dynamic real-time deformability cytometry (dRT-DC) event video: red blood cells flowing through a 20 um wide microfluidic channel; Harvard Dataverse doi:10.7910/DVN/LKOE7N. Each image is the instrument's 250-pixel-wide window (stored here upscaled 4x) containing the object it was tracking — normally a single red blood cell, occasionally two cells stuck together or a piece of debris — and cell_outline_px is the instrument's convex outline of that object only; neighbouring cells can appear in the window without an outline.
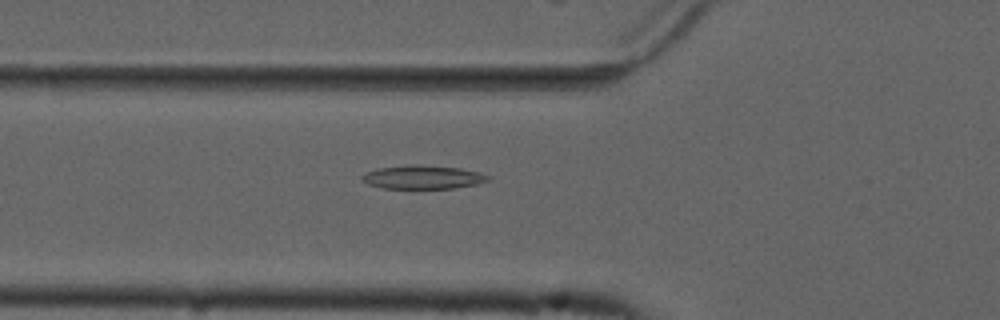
{"species": "common noctule bat (a hibernating species)", "species_latin": "Nyctalus noctula", "temperature_condition": "cold", "stored_images_in_passage": 55, "camera_frame_rate_fps": 3000, "um_per_image_px": 0.085, "animal": {"sex": "male", "forearm_length_mm": 52.5}, "frame": {"image": 1, "passage_image": 20, "time_ms": 6.333, "image_size_px": [1000, 320], "cell_outline_px": [[492, 176], [488, 180], [476, 184], [456, 188], [380, 188], [368, 184], [360, 180], [360, 176], [364, 172], [376, 168], [408, 164], [412, 164], [460, 168], [480, 172]], "centroid_in_image_um": [35.88, 15.05], "position_along_channel_um": 89.9, "area_um2": 17.57}}
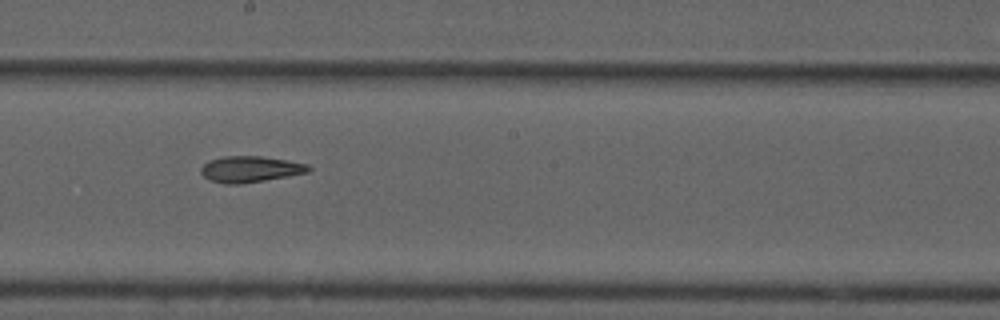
{"frame": {"image": 2, "passage_image": 31, "time_ms": 10.0, "image_size_px": [1000, 320], "cell_outline_px": [[312, 168], [308, 172], [288, 176], [240, 184], [224, 184], [208, 180], [200, 172], [200, 168], [208, 160], [224, 156], [260, 156], [308, 164]], "centroid_in_image_um": [21.23, 14.38], "position_along_channel_um": 227.0, "area_um2": 16.36}}
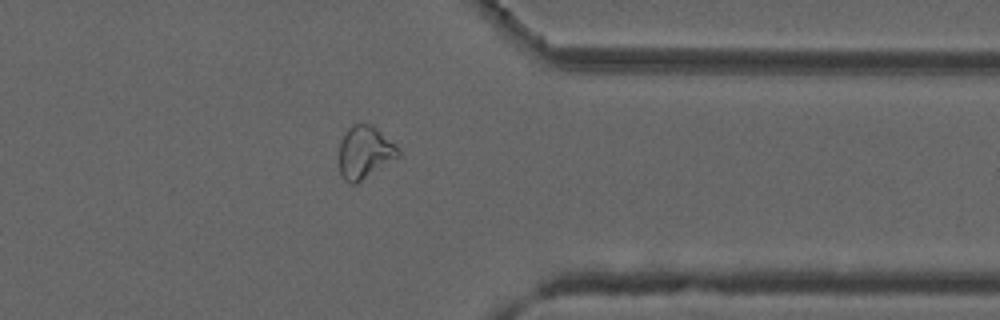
{"frame": {"image": 3, "passage_image": 44, "time_ms": 14.333, "image_size_px": [1000, 320], "cell_outline_px": [[400, 156], [356, 184], [348, 184], [344, 180], [340, 172], [340, 140], [344, 132], [352, 124], [372, 124], [396, 144], [400, 148]], "centroid_in_image_um": [31.01, 12.94], "position_along_channel_um": 380.4, "area_um2": 18.32}, "authors_computed_cell_mechanics": {"area_um2": 18.3226, "velocity_mm_per_s": 3.7307, "shape_relaxation_time_tau1_ms": null, "shape_relaxation_time_tau2_ms": 5.7427, "deformation_change_tau1": null, "deformation_change_tau2": 0.0975}}